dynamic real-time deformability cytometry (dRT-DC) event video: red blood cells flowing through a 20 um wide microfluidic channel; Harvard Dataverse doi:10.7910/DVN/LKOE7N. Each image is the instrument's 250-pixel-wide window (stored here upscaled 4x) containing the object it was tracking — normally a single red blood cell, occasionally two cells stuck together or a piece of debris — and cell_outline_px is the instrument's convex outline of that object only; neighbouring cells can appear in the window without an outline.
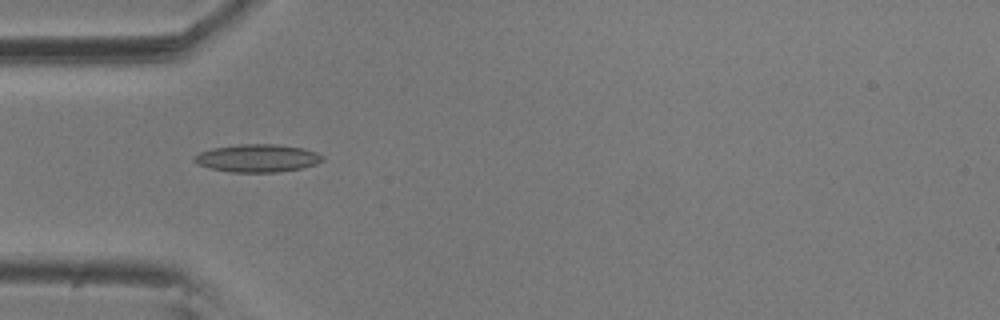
{"species": "common noctule bat (a hibernating species)", "species_latin": "Nyctalus noctula", "temperature_condition": "room temperature", "stored_images_in_passage": 14, "camera_frame_rate_fps": 3000, "um_per_image_px": 0.085, "animal": {"sex": "male", "body_mass_g": 20.5, "forearm_length_mm": 52.5}, "frame": {"image": 1, "passage_image": 4, "time_ms": 1.0, "image_size_px": [1000, 320], "cell_outline_px": [[324, 160], [316, 164], [300, 168], [280, 172], [232, 172], [212, 168], [196, 164], [192, 160], [192, 156], [200, 152], [212, 148], [240, 144], [276, 144], [304, 148], [316, 152], [324, 156]], "centroid_in_image_um": [21.87, 13.44], "position_along_channel_um": 63.1, "area_um2": 20.87}}
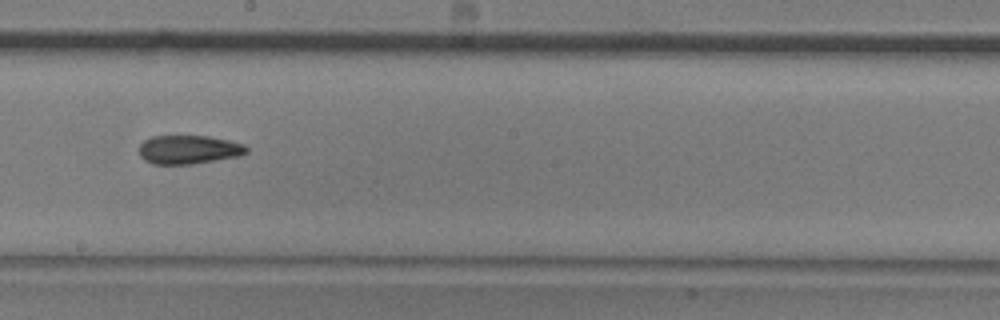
{"frame": {"image": 2, "passage_image": 8, "time_ms": 2.333, "image_size_px": [1000, 320], "cell_outline_px": [[248, 152], [240, 156], [192, 164], [152, 164], [144, 160], [140, 156], [140, 144], [144, 140], [152, 136], [208, 136], [228, 140], [244, 144], [248, 148]], "centroid_in_image_um": [16.05, 12.72], "position_along_channel_um": 232.2, "area_um2": 18.03}}
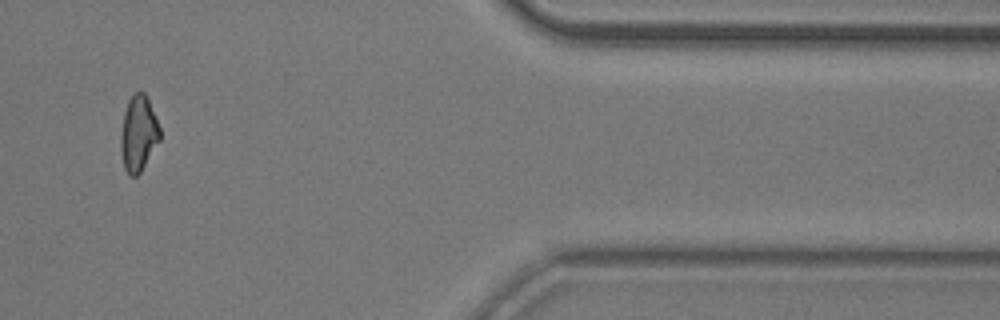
{"frame": {"image": 3, "passage_image": 13, "time_ms": 4.0, "image_size_px": [1000, 320], "cell_outline_px": [[160, 140], [140, 172], [136, 176], [128, 176], [124, 168], [120, 148], [120, 136], [124, 112], [128, 100], [136, 92], [144, 92], [148, 96], [160, 128]], "centroid_in_image_um": [11.76, 11.34], "position_along_channel_um": 399.6, "area_um2": 17.34}}